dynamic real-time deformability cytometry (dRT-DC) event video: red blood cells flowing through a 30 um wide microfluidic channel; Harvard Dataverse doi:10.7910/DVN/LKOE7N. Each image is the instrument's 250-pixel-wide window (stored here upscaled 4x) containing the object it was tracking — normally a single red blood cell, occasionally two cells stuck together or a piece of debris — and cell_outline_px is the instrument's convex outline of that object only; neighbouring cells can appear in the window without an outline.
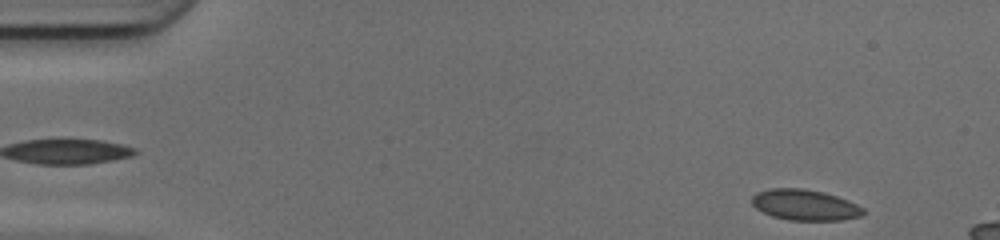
{"species": "common noctule bat (a hibernating species)", "species_latin": "Nyctalus noctula", "temperature_condition": "cold", "stored_images_in_passage": 14, "camera_frame_rate_fps": 3000, "um_per_image_px": 0.085, "animal": {"sex": "female", "body_mass_g": 17.0, "forearm_length_mm": 48.0}, "frame": {"image": 1, "passage_image": 2, "time_ms": 0.333, "image_size_px": [1000, 240], "cell_outline_px": [[864, 212], [860, 216], [840, 220], [788, 220], [772, 216], [756, 208], [752, 204], [752, 196], [760, 192], [772, 188], [804, 188], [836, 196], [856, 204], [864, 208]], "centroid_in_image_um": [68.4, 17.42], "position_along_channel_um": 16.6, "area_um2": 19.65}}